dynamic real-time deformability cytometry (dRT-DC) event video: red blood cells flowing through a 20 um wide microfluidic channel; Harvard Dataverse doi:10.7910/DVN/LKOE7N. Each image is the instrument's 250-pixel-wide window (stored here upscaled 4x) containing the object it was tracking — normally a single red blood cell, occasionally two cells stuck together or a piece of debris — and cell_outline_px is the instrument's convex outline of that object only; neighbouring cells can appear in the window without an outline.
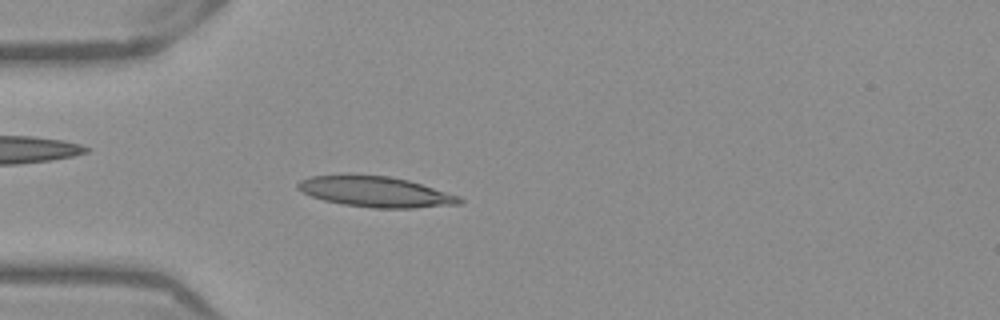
{"species": "Egyptian fruit bat (a non-hibernating species)", "species_latin": "Rousettus aegyptiacus", "temperature_condition": "warm", "stored_images_in_passage": 51, "camera_frame_rate_fps": 3000, "um_per_image_px": 0.085, "frame": {"image": 1, "passage_image": 14, "time_ms": 4.333, "image_size_px": [1000, 320], "cell_outline_px": [[464, 204], [412, 208], [372, 208], [344, 204], [324, 200], [312, 196], [296, 188], [296, 184], [300, 180], [312, 176], [388, 176], [408, 180], [460, 196], [464, 200]], "centroid_in_image_um": [31.99, 16.32], "position_along_channel_um": 53.0, "area_um2": 28.32}}
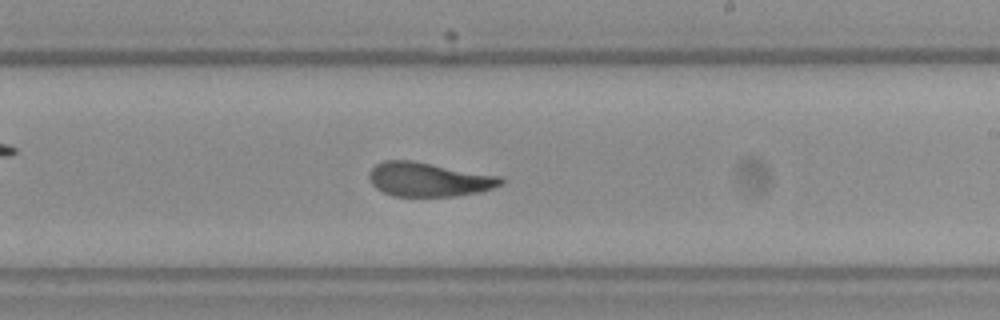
{"frame": {"image": 2, "passage_image": 30, "time_ms": 9.667, "image_size_px": [1000, 320], "cell_outline_px": [[504, 184], [480, 192], [456, 196], [392, 196], [376, 188], [368, 180], [368, 172], [376, 164], [384, 160], [412, 160], [504, 176]], "centroid_in_image_um": [36.47, 15.24], "position_along_channel_um": 252.5, "area_um2": 26.59}}
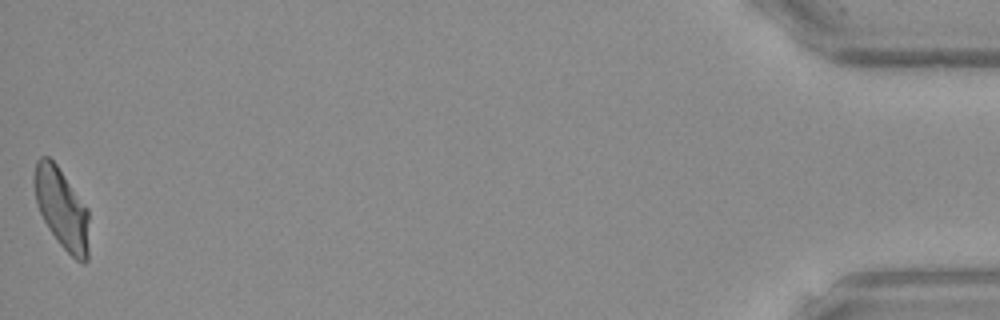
{"frame": {"image": 3, "passage_image": 51, "time_ms": 16.667, "image_size_px": [1000, 320], "cell_outline_px": [[88, 260], [84, 264], [76, 260], [60, 244], [48, 228], [36, 204], [32, 180], [32, 176], [36, 160], [40, 156], [48, 156], [56, 164], [88, 208]], "centroid_in_image_um": [5.22, 17.7], "position_along_channel_um": 430.0, "area_um2": 25.89}, "authors_computed_cell_mechanics": {"area_um2": 26.6458, "velocity_mm_per_s": 3.9035, "shape_relaxation_time_tau1_ms": 5.3558, "shape_relaxation_time_tau2_ms": 1.3349, "deformation_change_tau1": 0.1976, "deformation_change_tau2": 0.0838}}